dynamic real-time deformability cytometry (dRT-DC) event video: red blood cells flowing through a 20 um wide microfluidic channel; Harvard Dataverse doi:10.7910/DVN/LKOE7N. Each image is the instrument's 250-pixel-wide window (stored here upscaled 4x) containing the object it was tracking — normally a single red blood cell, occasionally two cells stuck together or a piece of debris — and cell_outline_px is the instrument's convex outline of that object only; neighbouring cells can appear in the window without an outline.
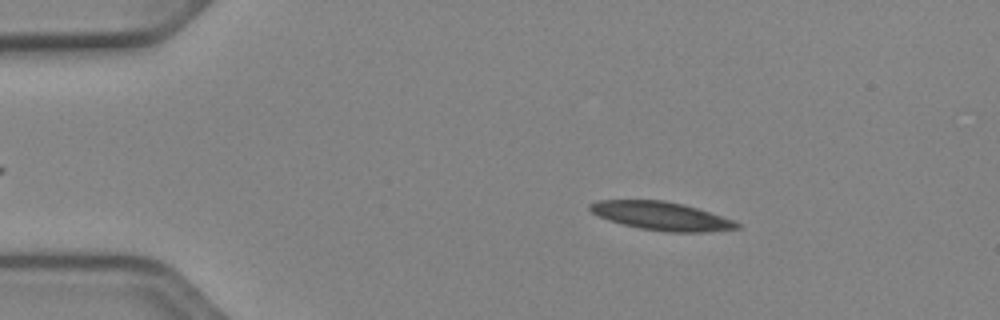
{"species": "Egyptian fruit bat (a non-hibernating species)", "species_latin": "Rousettus aegyptiacus", "temperature_condition": "cold", "stored_images_in_passage": 51, "camera_frame_rate_fps": 3000, "um_per_image_px": 0.085, "animal": {"sex": "female"}, "frame": {"image": 1, "passage_image": 8, "time_ms": 2.333, "image_size_px": [1000, 320], "cell_outline_px": [[740, 228], [704, 232], [668, 232], [640, 228], [608, 220], [592, 212], [588, 208], [588, 204], [596, 200], [664, 200], [684, 204], [732, 220], [740, 224]], "centroid_in_image_um": [56.18, 18.35], "position_along_channel_um": 28.8, "area_um2": 24.04}}
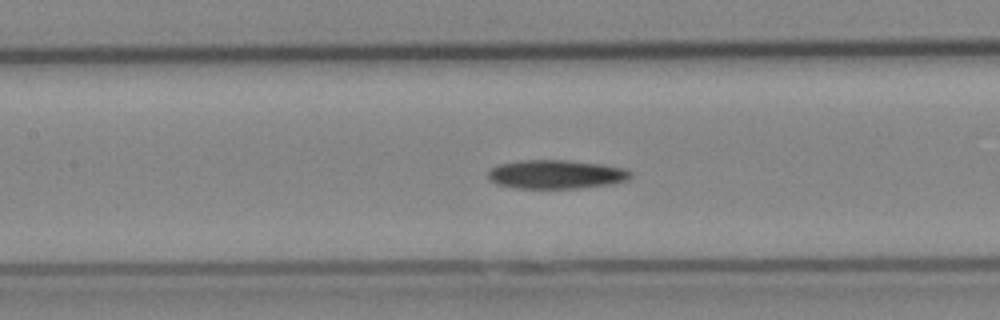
{"frame": {"image": 2, "passage_image": 23, "time_ms": 7.333, "image_size_px": [1000, 320], "cell_outline_px": [[632, 176], [628, 180], [612, 184], [580, 188], [516, 188], [496, 184], [488, 180], [488, 172], [492, 168], [500, 164], [524, 160], [564, 160], [604, 164], [624, 168], [632, 172]], "centroid_in_image_um": [47.3, 14.82], "position_along_channel_um": 160.1, "area_um2": 24.04}}
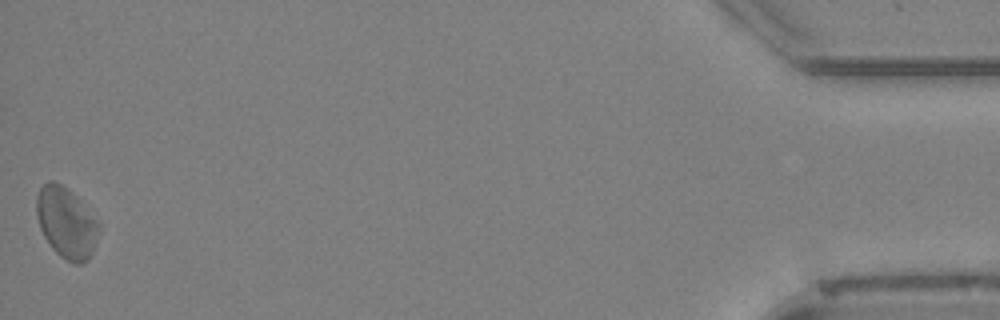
{"frame": {"image": 3, "passage_image": 51, "time_ms": 16.667, "image_size_px": [1000, 320], "cell_outline_px": [[100, 224], [92, 252], [80, 264], [72, 264], [60, 256], [52, 248], [44, 236], [40, 228], [36, 212], [36, 196], [40, 188], [44, 184], [52, 180], [68, 188], [80, 200]], "centroid_in_image_um": [5.61, 18.91], "position_along_channel_um": 429.6, "area_um2": 25.37}}